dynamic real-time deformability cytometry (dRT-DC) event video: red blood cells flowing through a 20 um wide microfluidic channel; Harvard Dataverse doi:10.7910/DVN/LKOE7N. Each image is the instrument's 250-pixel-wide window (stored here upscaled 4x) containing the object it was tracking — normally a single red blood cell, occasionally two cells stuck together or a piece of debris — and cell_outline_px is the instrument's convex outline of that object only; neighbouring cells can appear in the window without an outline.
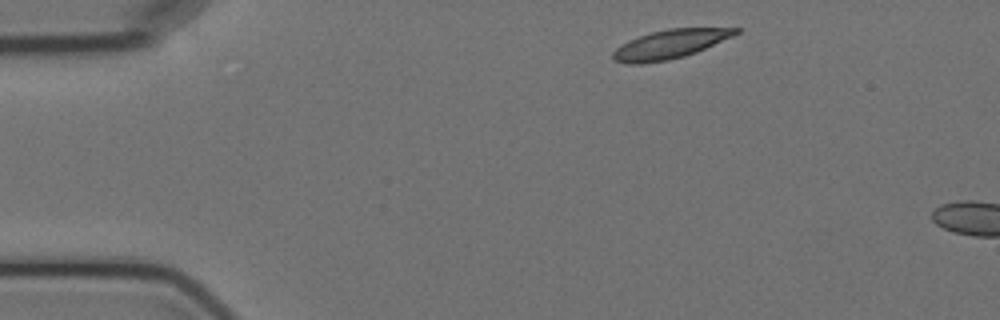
{"species": "Egyptian fruit bat (a non-hibernating species)", "species_latin": "Rousettus aegyptiacus", "temperature_condition": "cold", "stored_images_in_passage": 2, "camera_frame_rate_fps": 3000, "um_per_image_px": 0.085, "animal": {"sex": "female"}, "frame": {"image": 1, "passage_image": 1, "time_ms": 0.0, "image_size_px": [1000, 320], "cell_outline_px": [[740, 32], [732, 36], [696, 52], [684, 56], [668, 60], [640, 64], [624, 64], [612, 60], [612, 52], [616, 48], [628, 40], [652, 32], [668, 28], [740, 28]], "centroid_in_image_um": [56.89, 3.77], "position_along_channel_um": 28.1, "area_um2": 20.58}}